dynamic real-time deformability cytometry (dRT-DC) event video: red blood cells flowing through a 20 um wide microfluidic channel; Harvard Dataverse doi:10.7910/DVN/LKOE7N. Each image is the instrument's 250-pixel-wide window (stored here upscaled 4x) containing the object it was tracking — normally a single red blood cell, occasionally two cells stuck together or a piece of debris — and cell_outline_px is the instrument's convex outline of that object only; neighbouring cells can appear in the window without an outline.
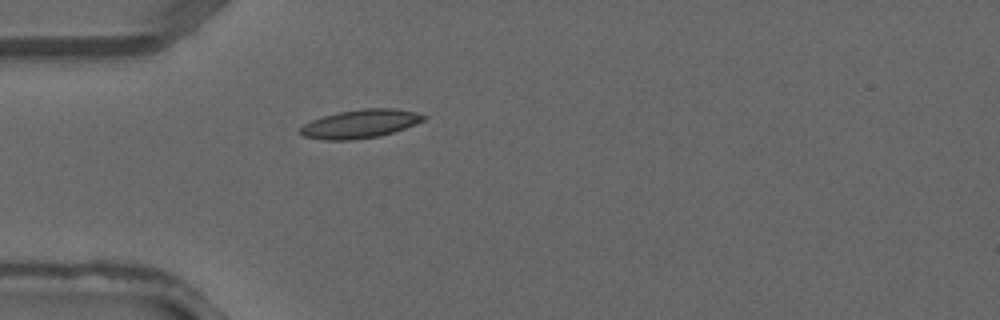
{"species": "common noctule bat (a hibernating species)", "species_latin": "Nyctalus noctula", "temperature_condition": "warm", "stored_images_in_passage": 3, "camera_frame_rate_fps": 3000, "um_per_image_px": 0.085, "animal": {"sex": "male", "forearm_length_mm": 52.5}, "frame": {"image": 1, "passage_image": 3, "time_ms": 0.667, "image_size_px": [1000, 320], "cell_outline_px": [[428, 116], [424, 120], [416, 124], [380, 136], [352, 140], [324, 140], [304, 136], [296, 132], [304, 124], [312, 120], [324, 116], [340, 112], [364, 108], [396, 108], [416, 112]], "centroid_in_image_um": [30.62, 10.52], "position_along_channel_um": 54.4, "area_um2": 20.52}}